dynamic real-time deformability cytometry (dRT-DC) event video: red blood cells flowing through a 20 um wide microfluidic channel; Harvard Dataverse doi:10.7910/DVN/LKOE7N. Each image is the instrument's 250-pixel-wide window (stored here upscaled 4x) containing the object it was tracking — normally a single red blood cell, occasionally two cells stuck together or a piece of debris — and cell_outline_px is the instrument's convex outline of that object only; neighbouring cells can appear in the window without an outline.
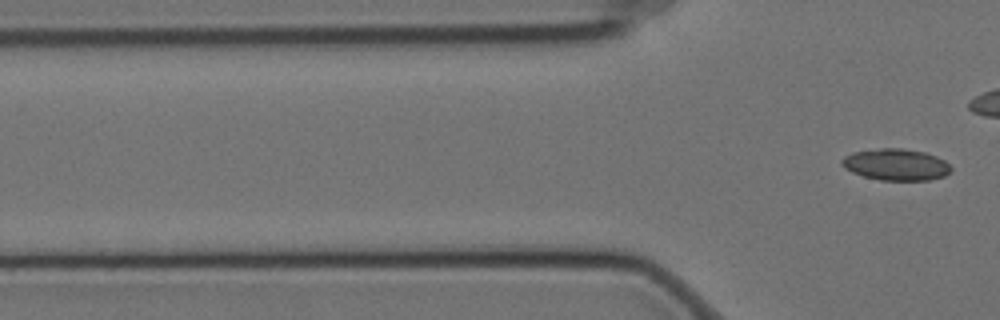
{"species": "Egyptian fruit bat (a non-hibernating species)", "species_latin": "Rousettus aegyptiacus", "temperature_condition": "cold", "stored_images_in_passage": 2, "camera_frame_rate_fps": 3000, "um_per_image_px": 0.085, "animal": {"sex": "female"}, "frame": {"image": 1, "passage_image": 2, "time_ms": 0.333, "image_size_px": [1000, 320], "cell_outline_px": [[952, 168], [944, 176], [928, 180], [880, 180], [864, 176], [852, 172], [844, 168], [840, 164], [840, 160], [844, 156], [852, 152], [880, 148], [900, 148], [924, 152], [936, 156], [944, 160]], "centroid_in_image_um": [76.11, 13.98], "position_along_channel_um": 49.7, "area_um2": 20.06}}